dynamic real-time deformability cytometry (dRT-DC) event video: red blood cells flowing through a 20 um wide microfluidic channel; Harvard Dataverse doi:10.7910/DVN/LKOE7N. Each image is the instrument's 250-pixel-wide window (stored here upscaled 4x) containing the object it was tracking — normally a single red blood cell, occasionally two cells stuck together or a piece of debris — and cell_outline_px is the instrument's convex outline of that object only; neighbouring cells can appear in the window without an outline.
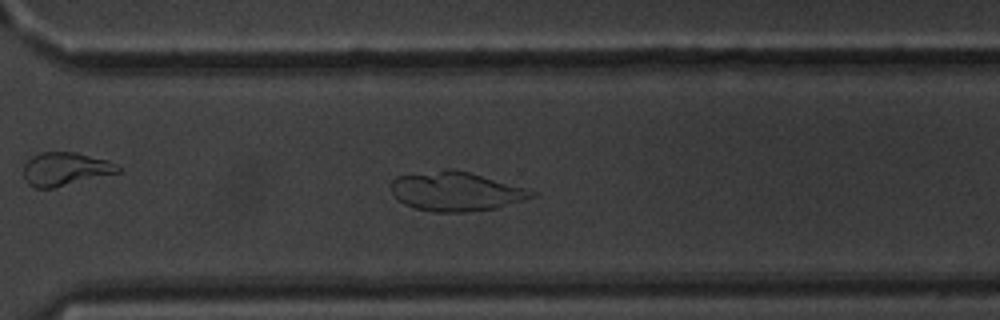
{"species": "common noctule bat (a hibernating species)", "species_latin": "Nyctalus noctula", "temperature_condition": "warm", "stored_images_in_passage": 53, "camera_frame_rate_fps": 3000, "um_per_image_px": 0.085, "animal": {"sex": "male", "body_mass_g": 20.1, "forearm_length_mm": 53.5}, "frame": {"image": 1, "passage_image": 37, "time_ms": 12.0, "image_size_px": [1000, 320], "cell_outline_px": [[536, 196], [496, 208], [464, 212], [436, 212], [416, 208], [404, 204], [392, 192], [392, 180], [396, 176], [448, 168], [452, 168], [468, 172], [536, 192]], "centroid_in_image_um": [38.71, 16.27], "position_along_channel_um": 331.9, "area_um2": 31.5}}